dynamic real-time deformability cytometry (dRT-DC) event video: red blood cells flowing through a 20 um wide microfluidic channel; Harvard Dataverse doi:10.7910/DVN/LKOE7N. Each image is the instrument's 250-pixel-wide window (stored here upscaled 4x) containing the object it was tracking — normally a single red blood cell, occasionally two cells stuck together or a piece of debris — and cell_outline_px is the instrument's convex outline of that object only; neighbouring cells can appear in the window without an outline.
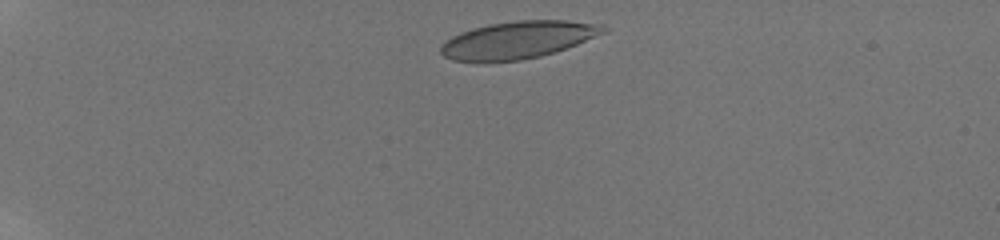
{"species": "human", "species_latin": "Homo sapiens", "temperature_condition": "room temperature", "stored_images_in_passage": 17, "camera_frame_rate_fps": 3000, "um_per_image_px": 0.085, "donor": {"sex": "male"}, "frame": {"image": 1, "passage_image": 1, "time_ms": 0.0, "image_size_px": [1000, 240], "cell_outline_px": [[608, 32], [576, 44], [540, 56], [520, 60], [452, 60], [444, 56], [440, 52], [440, 48], [452, 36], [460, 32], [472, 28], [488, 24], [516, 20], [564, 20], [604, 24], [608, 28]], "centroid_in_image_um": [44.09, 3.35], "position_along_channel_um": 40.9, "area_um2": 34.85}}
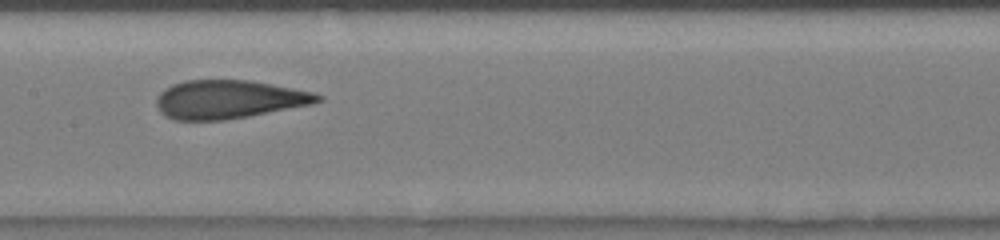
{"frame": {"image": 2, "passage_image": 7, "time_ms": 2.0, "image_size_px": [1000, 240], "cell_outline_px": [[324, 100], [312, 104], [248, 116], [224, 120], [172, 120], [164, 116], [160, 112], [156, 104], [156, 100], [160, 92], [164, 88], [172, 84], [184, 80], [252, 80], [316, 92], [324, 96]], "centroid_in_image_um": [19.46, 8.44], "position_along_channel_um": 187.9, "area_um2": 36.53}}
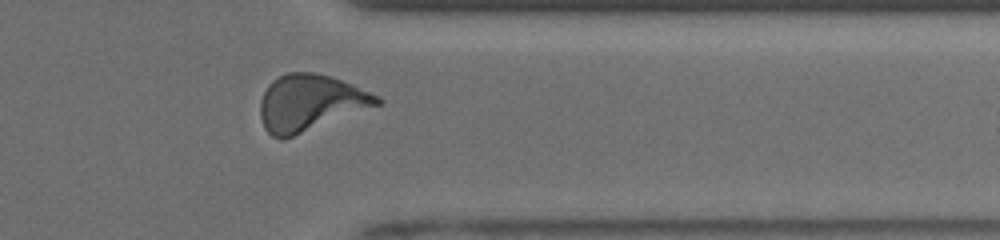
{"frame": {"image": 3, "passage_image": 13, "time_ms": 4.0, "image_size_px": [1000, 240], "cell_outline_px": [[384, 100], [380, 104], [292, 136], [280, 140], [272, 136], [264, 128], [260, 116], [260, 104], [264, 92], [268, 84], [272, 80], [288, 72], [316, 72], [352, 84], [380, 96]], "centroid_in_image_um": [26.34, 8.72], "position_along_channel_um": 385.1, "area_um2": 37.92}}